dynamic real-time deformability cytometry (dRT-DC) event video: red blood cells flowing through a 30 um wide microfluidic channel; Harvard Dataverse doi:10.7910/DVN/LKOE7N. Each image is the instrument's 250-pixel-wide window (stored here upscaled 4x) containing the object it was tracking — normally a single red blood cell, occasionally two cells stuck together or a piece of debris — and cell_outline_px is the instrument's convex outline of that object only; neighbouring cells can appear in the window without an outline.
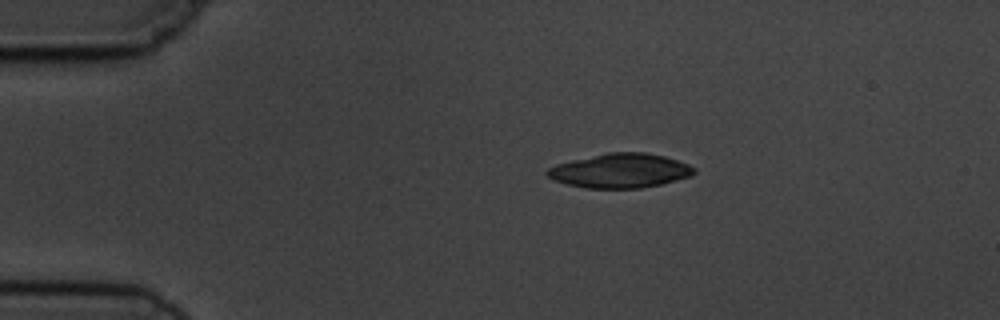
{"species": "common noctule bat (a hibernating species)", "species_latin": "Nyctalus noctula", "temperature_condition": "cold", "stored_images_in_passage": 3, "camera_frame_rate_fps": 3000, "um_per_image_px": 0.085, "animal": {"sex": "male", "body_mass_g": 19.5, "forearm_length_mm": 54.6}, "frame": {"image": 1, "passage_image": 1, "time_ms": 0.0, "image_size_px": [1000, 320], "cell_outline_px": [[696, 172], [692, 176], [660, 184], [640, 188], [584, 188], [552, 180], [544, 172], [548, 168], [556, 164], [572, 160], [608, 152], [644, 152], [664, 156], [688, 164], [696, 168]], "centroid_in_image_um": [52.71, 14.51], "position_along_channel_um": 32.3, "area_um2": 29.36}}